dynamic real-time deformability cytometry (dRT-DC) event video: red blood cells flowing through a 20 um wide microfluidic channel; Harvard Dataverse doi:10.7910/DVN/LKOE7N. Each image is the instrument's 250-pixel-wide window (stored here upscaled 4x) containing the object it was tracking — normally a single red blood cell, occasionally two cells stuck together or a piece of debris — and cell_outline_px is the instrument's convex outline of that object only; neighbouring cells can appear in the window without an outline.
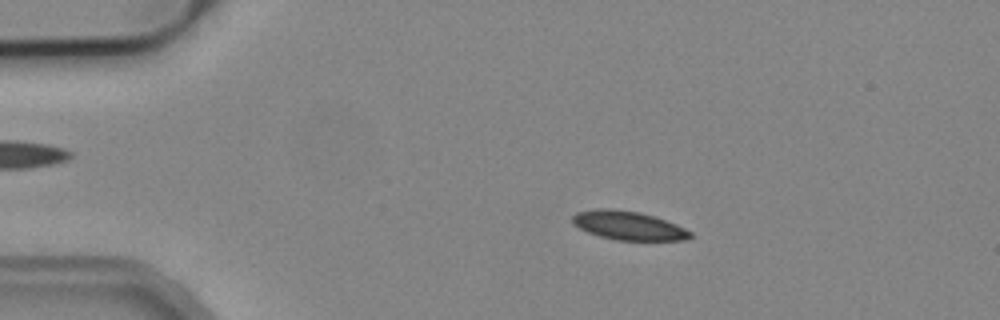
{"species": "common noctule bat (a hibernating species)", "species_latin": "Nyctalus noctula", "temperature_condition": "cold", "stored_images_in_passage": 53, "camera_frame_rate_fps": 3000, "um_per_image_px": 0.085, "animal": {"sex": "male", "body_mass_g": 19.2, "forearm_length_mm": 51.8}, "frame": {"image": 1, "passage_image": 10, "time_ms": 3.0, "image_size_px": [1000, 320], "cell_outline_px": [[692, 236], [684, 240], [616, 240], [600, 236], [588, 232], [572, 224], [572, 216], [576, 212], [600, 208], [608, 208], [640, 212], [676, 224], [692, 232]], "centroid_in_image_um": [53.38, 19.17], "position_along_channel_um": 31.6, "area_um2": 19.59}}
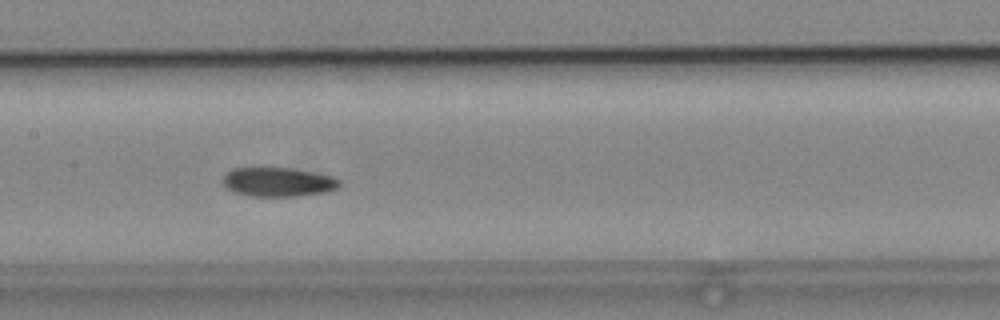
{"frame": {"image": 2, "passage_image": 26, "time_ms": 8.333, "image_size_px": [1000, 320], "cell_outline_px": [[340, 184], [336, 188], [328, 192], [300, 196], [248, 196], [232, 192], [220, 180], [232, 168], [260, 164], [288, 168], [332, 176], [340, 180]], "centroid_in_image_um": [23.55, 15.43], "position_along_channel_um": 183.8, "area_um2": 20.58}}
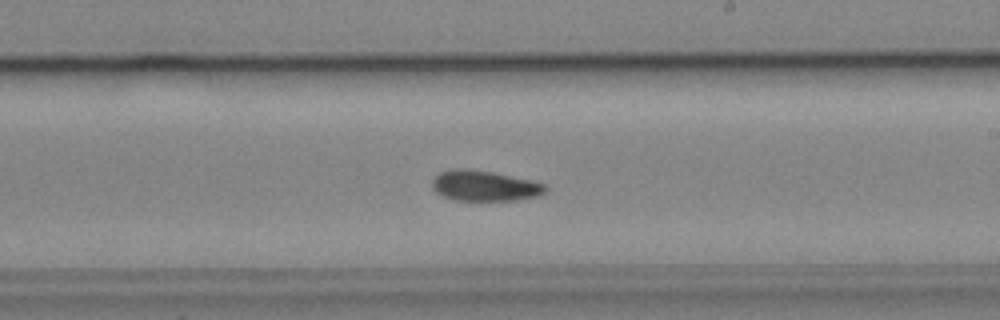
{"frame": {"image": 3, "passage_image": 31, "time_ms": 10.0, "image_size_px": [1000, 320], "cell_outline_px": [[548, 188], [540, 196], [516, 200], [452, 200], [436, 192], [432, 188], [432, 180], [440, 172], [456, 168], [468, 168], [492, 172], [528, 180], [544, 184]], "centroid_in_image_um": [41.16, 15.79], "position_along_channel_um": 247.8, "area_um2": 20.0}, "authors_computed_cell_mechanics": {"area_um2": 19.9988, "velocity_mm_per_s": 3.8485, "shape_relaxation_time_tau1_ms": 7.0381, "shape_relaxation_time_tau2_ms": 7.8992, "deformation_change_tau1": 0.1277, "deformation_change_tau2": 0.1}}